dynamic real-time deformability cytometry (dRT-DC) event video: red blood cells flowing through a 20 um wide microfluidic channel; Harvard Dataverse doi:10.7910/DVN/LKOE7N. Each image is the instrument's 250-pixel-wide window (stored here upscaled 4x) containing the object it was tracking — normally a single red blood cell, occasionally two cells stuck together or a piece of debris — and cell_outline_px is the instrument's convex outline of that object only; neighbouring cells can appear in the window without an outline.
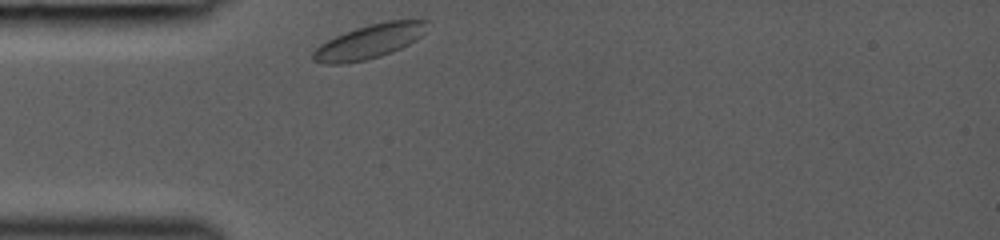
{"species": "common noctule bat (a hibernating species)", "species_latin": "Nyctalus noctula", "temperature_condition": "room temperature", "stored_images_in_passage": 9, "camera_frame_rate_fps": 3000, "um_per_image_px": 0.085, "animal": {"sex": "female", "body_mass_g": 19.0, "forearm_length_mm": 53.3}, "frame": {"image": 1, "passage_image": 1, "time_ms": 0.0, "image_size_px": [1000, 240], "cell_outline_px": [[428, 20], [424, 32], [416, 40], [392, 52], [380, 56], [364, 60], [344, 64], [328, 64], [312, 60], [312, 52], [320, 44], [344, 32], [356, 28], [388, 20]], "centroid_in_image_um": [31.37, 3.54], "position_along_channel_um": 53.6, "area_um2": 22.43}}
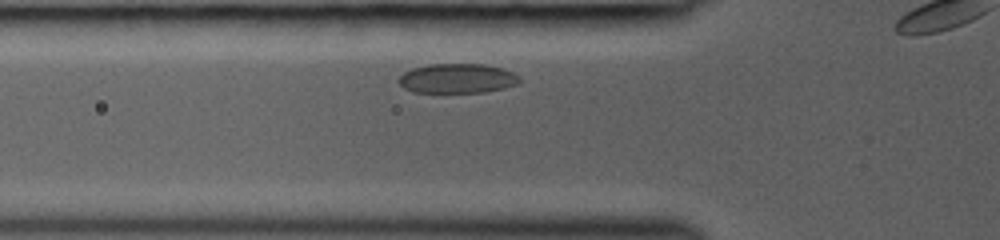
{"frame": {"image": 2, "passage_image": 4, "time_ms": 1.0, "image_size_px": [1000, 240], "cell_outline_px": [[520, 84], [504, 88], [484, 92], [412, 92], [404, 88], [396, 80], [404, 72], [412, 68], [428, 64], [484, 64], [500, 68], [512, 72], [520, 76]], "centroid_in_image_um": [38.86, 6.67], "position_along_channel_um": 86.9, "area_um2": 20.92}}
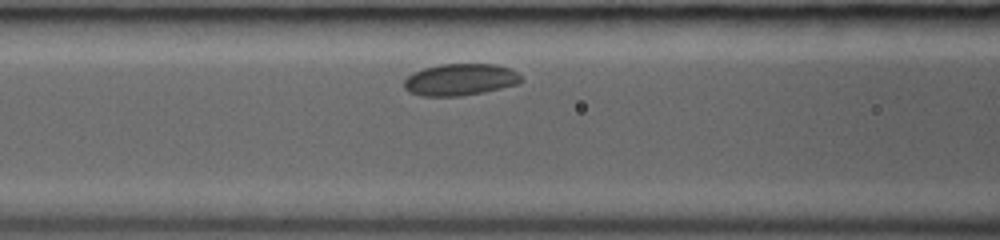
{"frame": {"image": 3, "passage_image": 7, "time_ms": 2.0, "image_size_px": [1000, 240], "cell_outline_px": [[520, 80], [516, 84], [484, 92], [460, 96], [420, 96], [408, 92], [404, 88], [404, 80], [408, 76], [424, 68], [440, 64], [496, 64], [508, 68], [516, 72], [520, 76]], "centroid_in_image_um": [39.07, 6.77], "position_along_channel_um": 127.5, "area_um2": 21.5}}